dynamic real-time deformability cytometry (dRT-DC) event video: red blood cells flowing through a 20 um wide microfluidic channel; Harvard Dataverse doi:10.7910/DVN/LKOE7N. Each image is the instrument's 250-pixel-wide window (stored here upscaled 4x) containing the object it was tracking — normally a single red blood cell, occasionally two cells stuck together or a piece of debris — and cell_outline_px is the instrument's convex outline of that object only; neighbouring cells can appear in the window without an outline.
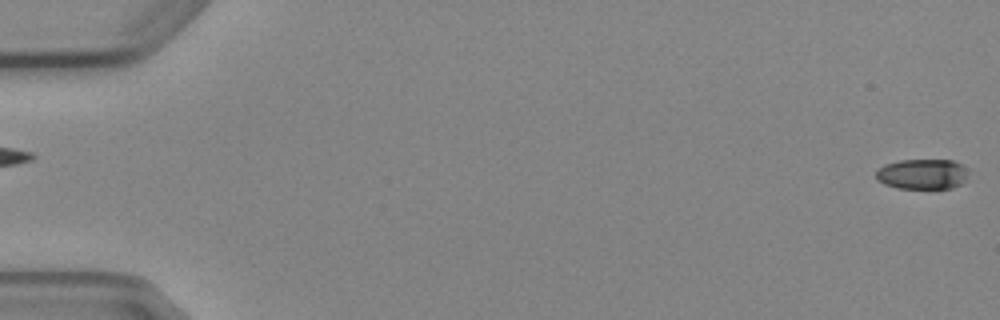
{"species": "Egyptian fruit bat (a non-hibernating species)", "species_latin": "Rousettus aegyptiacus", "temperature_condition": "cold", "stored_images_in_passage": 6, "segment_of_instrument_passage": [2, 2], "camera_frame_rate_fps": 3000, "um_per_image_px": 0.085, "animal": {"sex": "female"}, "frame": {"image": 1, "passage_image": 6, "time_ms": 5.667, "image_size_px": [1000, 320], "cell_outline_px": [[968, 172], [964, 180], [960, 184], [952, 188], [896, 188], [884, 184], [876, 180], [876, 172], [884, 164], [900, 160], [952, 160], [968, 168]], "centroid_in_image_um": [78.38, 14.79], "position_along_channel_um": 6.6, "area_um2": 16.3}}